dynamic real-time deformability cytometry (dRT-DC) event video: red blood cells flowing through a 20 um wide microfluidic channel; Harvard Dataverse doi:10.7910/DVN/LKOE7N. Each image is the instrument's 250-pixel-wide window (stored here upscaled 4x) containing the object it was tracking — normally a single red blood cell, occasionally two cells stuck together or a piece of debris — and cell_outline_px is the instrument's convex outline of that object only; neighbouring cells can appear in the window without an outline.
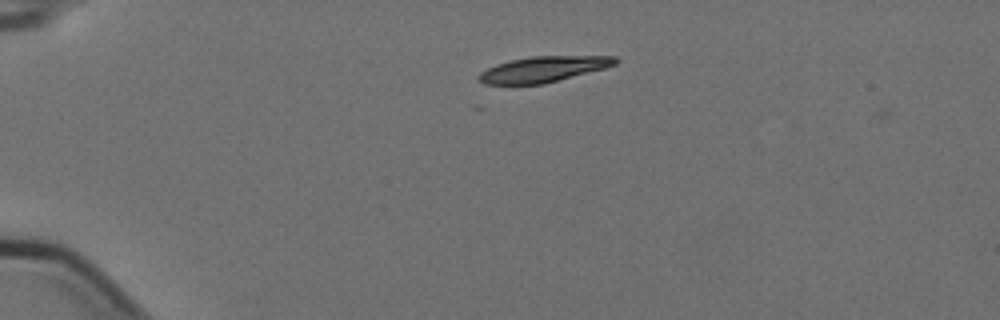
{"species": "Egyptian fruit bat (a non-hibernating species)", "species_latin": "Rousettus aegyptiacus", "temperature_condition": "cold", "stored_images_in_passage": 4, "camera_frame_rate_fps": 3000, "um_per_image_px": 0.085, "animal": {"sex": "female"}, "frame": {"image": 1, "passage_image": 1, "time_ms": 0.0, "image_size_px": [1000, 320], "cell_outline_px": [[620, 60], [616, 64], [604, 68], [544, 84], [484, 84], [476, 80], [476, 76], [480, 72], [496, 64], [512, 60], [532, 56], [616, 56]], "centroid_in_image_um": [46.15, 5.88], "position_along_channel_um": 38.8, "area_um2": 20.4}}
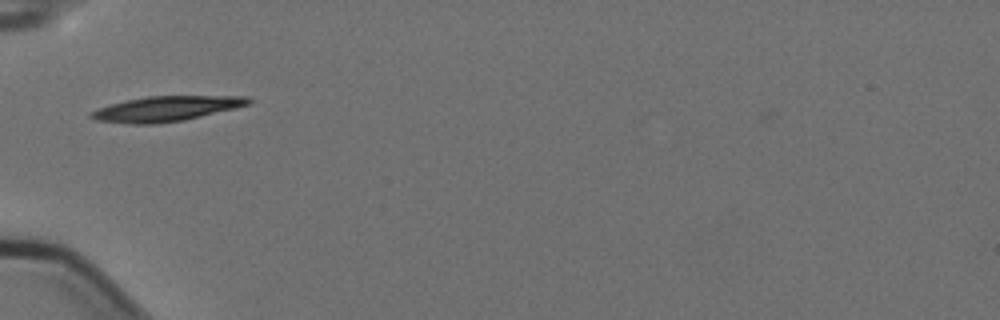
{"frame": {"image": 2, "passage_image": 3, "time_ms": 0.667, "image_size_px": [1000, 320], "cell_outline_px": [[252, 100], [248, 104], [236, 108], [184, 120], [160, 124], [128, 124], [96, 120], [88, 116], [88, 112], [96, 108], [128, 100], [148, 96], [248, 96]], "centroid_in_image_um": [14.09, 9.25], "position_along_channel_um": 70.9, "area_um2": 23.06}}
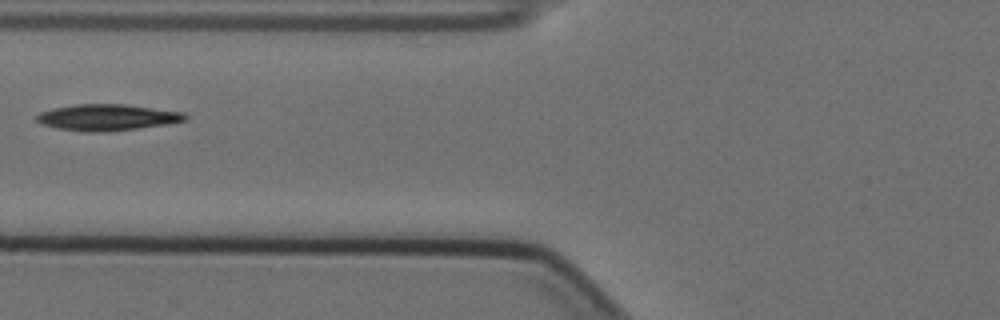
{"frame": {"image": 3, "passage_image": 4, "time_ms": 1.0, "image_size_px": [1000, 320], "cell_outline_px": [[188, 120], [168, 124], [136, 128], [100, 132], [88, 132], [56, 128], [44, 124], [36, 120], [36, 116], [40, 112], [52, 108], [76, 104], [128, 104], [184, 112], [188, 116]], "centroid_in_image_um": [9.15, 9.96], "position_along_channel_um": 116.6, "area_um2": 22.77}}